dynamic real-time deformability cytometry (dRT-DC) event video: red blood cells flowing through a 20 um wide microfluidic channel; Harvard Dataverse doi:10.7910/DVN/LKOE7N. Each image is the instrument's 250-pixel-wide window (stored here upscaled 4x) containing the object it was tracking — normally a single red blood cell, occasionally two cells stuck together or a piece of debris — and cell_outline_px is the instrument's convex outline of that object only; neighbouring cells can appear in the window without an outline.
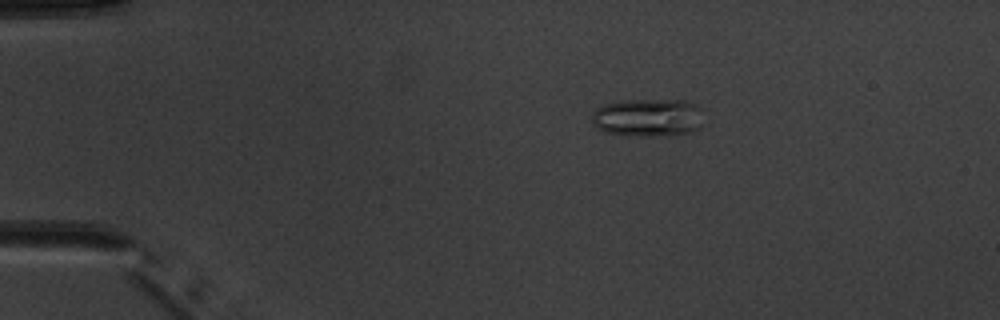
{"species": "common noctule bat (a hibernating species)", "species_latin": "Nyctalus noctula", "temperature_condition": "warm", "stored_images_in_passage": 4, "camera_frame_rate_fps": 3000, "um_per_image_px": 0.085, "animal": {"sex": "male", "body_mass_g": 20.1, "forearm_length_mm": 53.5}, "frame": {"image": 1, "passage_image": 3, "time_ms": 2.333, "image_size_px": [1000, 320], "cell_outline_px": [[704, 124], [700, 128], [688, 132], [660, 136], [624, 136], [604, 132], [596, 128], [592, 120], [592, 112], [596, 108], [604, 104], [620, 100], [684, 100], [696, 104], [700, 108]], "centroid_in_image_um": [55.06, 10.0], "position_along_channel_um": 29.9, "area_um2": 25.26}}